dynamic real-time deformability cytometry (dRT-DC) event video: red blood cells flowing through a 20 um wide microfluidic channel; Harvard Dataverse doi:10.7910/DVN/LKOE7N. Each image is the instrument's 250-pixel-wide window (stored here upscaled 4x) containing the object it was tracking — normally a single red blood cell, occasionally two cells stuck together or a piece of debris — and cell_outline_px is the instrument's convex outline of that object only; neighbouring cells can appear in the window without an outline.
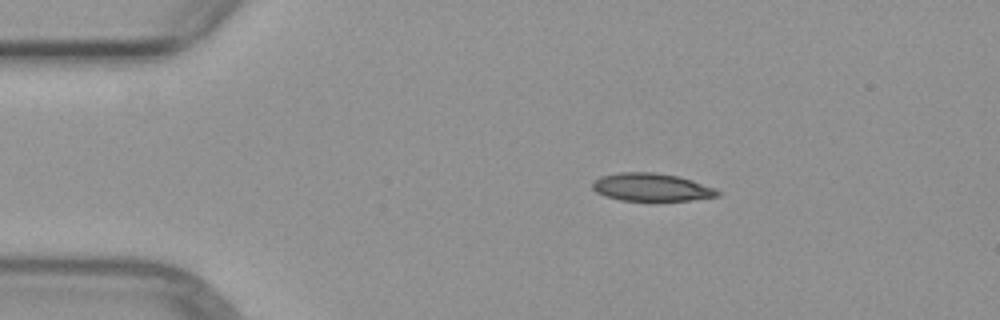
{"species": "common noctule bat (a hibernating species)", "species_latin": "Nyctalus noctula", "temperature_condition": "warm", "stored_images_in_passage": 4, "camera_frame_rate_fps": 3000, "um_per_image_px": 0.085, "animal": {"sex": "female", "body_mass_g": 29.2, "forearm_length_mm": 56.3}, "frame": {"image": 1, "passage_image": 2, "time_ms": 1.333, "image_size_px": [1000, 320], "cell_outline_px": [[720, 196], [692, 200], [652, 204], [620, 200], [604, 196], [596, 192], [592, 188], [592, 184], [600, 176], [620, 172], [656, 172], [676, 176], [692, 180], [716, 188], [720, 192]], "centroid_in_image_um": [55.39, 15.97], "position_along_channel_um": 29.6, "area_um2": 21.33}}
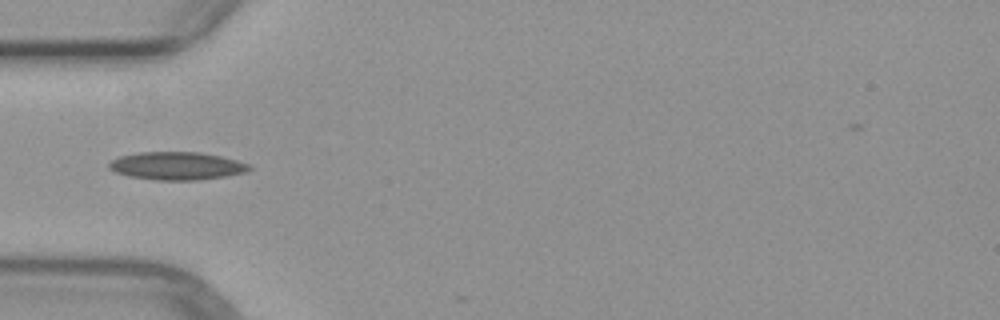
{"frame": {"image": 2, "passage_image": 4, "time_ms": 3.667, "image_size_px": [1000, 320], "cell_outline_px": [[252, 168], [244, 172], [224, 176], [200, 180], [156, 180], [128, 176], [116, 172], [108, 168], [108, 164], [112, 160], [120, 156], [140, 152], [200, 152], [220, 156], [236, 160], [248, 164]], "centroid_in_image_um": [15.0, 14.1], "position_along_channel_um": 70.0, "area_um2": 22.66}}